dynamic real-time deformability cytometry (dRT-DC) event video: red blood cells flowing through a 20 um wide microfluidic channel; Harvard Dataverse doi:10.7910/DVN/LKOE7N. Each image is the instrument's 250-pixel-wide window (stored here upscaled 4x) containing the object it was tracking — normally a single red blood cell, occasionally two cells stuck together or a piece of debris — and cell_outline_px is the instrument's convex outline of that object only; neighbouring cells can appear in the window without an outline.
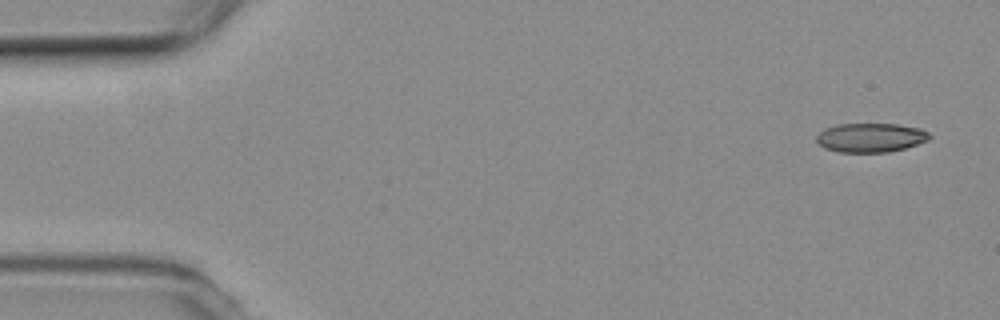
{"species": "common noctule bat (a hibernating species)", "species_latin": "Nyctalus noctula", "temperature_condition": "room temperature", "stored_images_in_passage": 43, "camera_frame_rate_fps": 3000, "um_per_image_px": 0.085, "animal": {"sex": "female", "body_mass_g": 19.3, "forearm_length_mm": 54.1}, "frame": {"image": 1, "passage_image": 1, "time_ms": 0.0, "image_size_px": [1000, 320], "cell_outline_px": [[932, 136], [928, 140], [904, 148], [888, 152], [840, 152], [824, 148], [816, 140], [816, 136], [824, 128], [836, 124], [896, 124], [920, 128], [928, 132]], "centroid_in_image_um": [73.99, 11.69], "position_along_channel_um": 11.0, "area_um2": 19.13}}
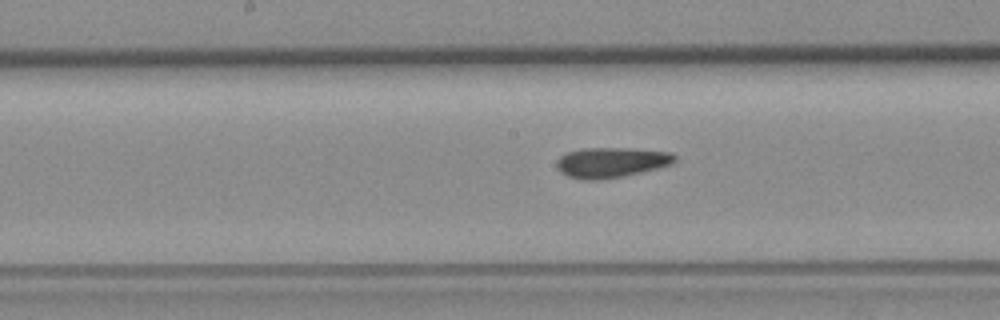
{"frame": {"image": 2, "passage_image": 26, "time_ms": 8.333, "image_size_px": [1000, 320], "cell_outline_px": [[676, 160], [672, 164], [660, 168], [624, 176], [596, 180], [580, 180], [568, 176], [560, 172], [556, 168], [556, 160], [560, 156], [568, 152], [584, 148], [628, 148], [672, 152], [676, 156]], "centroid_in_image_um": [51.96, 13.81], "position_along_channel_um": 196.2, "area_um2": 21.04}}
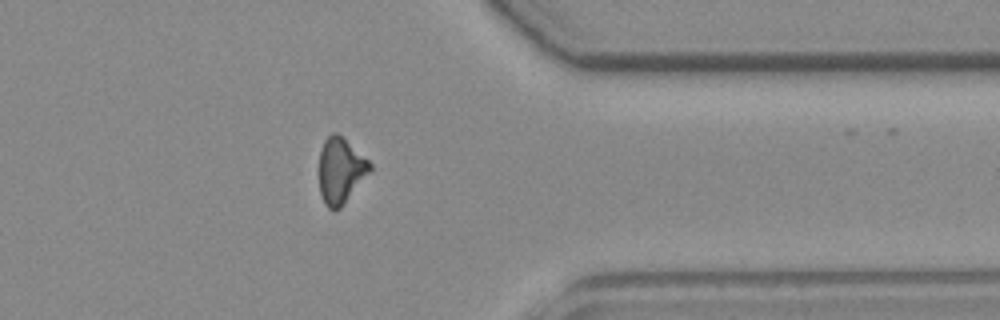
{"frame": {"image": 3, "passage_image": 42, "time_ms": 13.667, "image_size_px": [1000, 320], "cell_outline_px": [[372, 172], [340, 208], [328, 208], [324, 204], [320, 192], [320, 152], [324, 140], [332, 132], [336, 132], [368, 160], [372, 164]], "centroid_in_image_um": [28.97, 14.51], "position_along_channel_um": 382.4, "area_um2": 19.31}}